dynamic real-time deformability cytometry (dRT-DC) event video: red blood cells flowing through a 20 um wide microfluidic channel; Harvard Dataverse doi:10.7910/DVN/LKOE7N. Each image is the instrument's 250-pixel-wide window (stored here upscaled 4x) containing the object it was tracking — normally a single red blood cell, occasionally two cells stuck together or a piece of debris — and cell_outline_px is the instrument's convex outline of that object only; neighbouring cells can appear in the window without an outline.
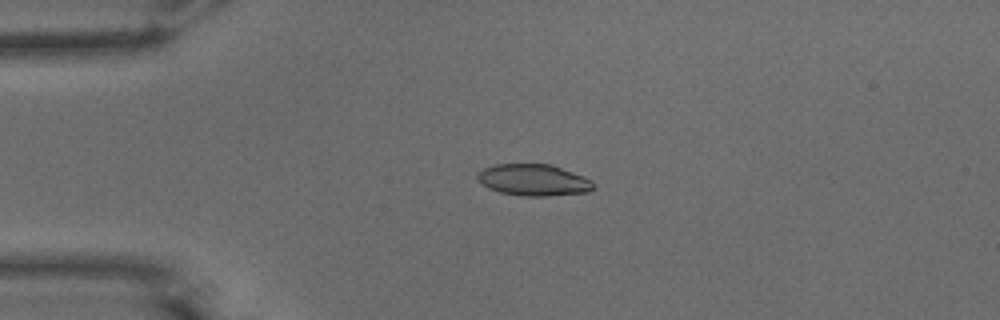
{"species": "common noctule bat (a hibernating species)", "species_latin": "Nyctalus noctula", "temperature_condition": "warm", "stored_images_in_passage": 48, "camera_frame_rate_fps": 3000, "um_per_image_px": 0.085, "animal": {"sex": "male", "body_mass_g": 15.6}, "frame": {"image": 1, "passage_image": 9, "time_ms": 2.667, "image_size_px": [1000, 320], "cell_outline_px": [[592, 188], [588, 192], [548, 196], [524, 196], [500, 192], [488, 188], [476, 176], [484, 168], [496, 164], [552, 164], [592, 180]], "centroid_in_image_um": [45.35, 15.3], "position_along_channel_um": 39.6, "area_um2": 21.04}}
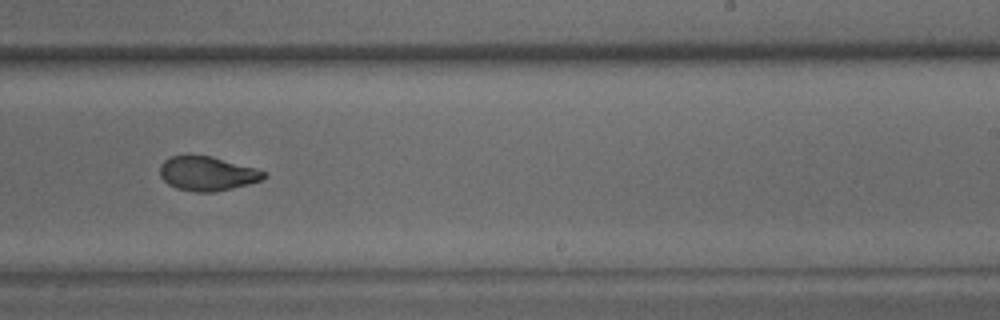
{"frame": {"image": 2, "passage_image": 29, "time_ms": 9.333, "image_size_px": [1000, 320], "cell_outline_px": [[268, 176], [264, 180], [232, 188], [212, 192], [196, 192], [176, 188], [168, 184], [160, 176], [160, 164], [164, 160], [172, 156], [212, 156], [256, 168], [268, 172]], "centroid_in_image_um": [17.66, 14.76], "position_along_channel_um": 271.3, "area_um2": 20.81}}
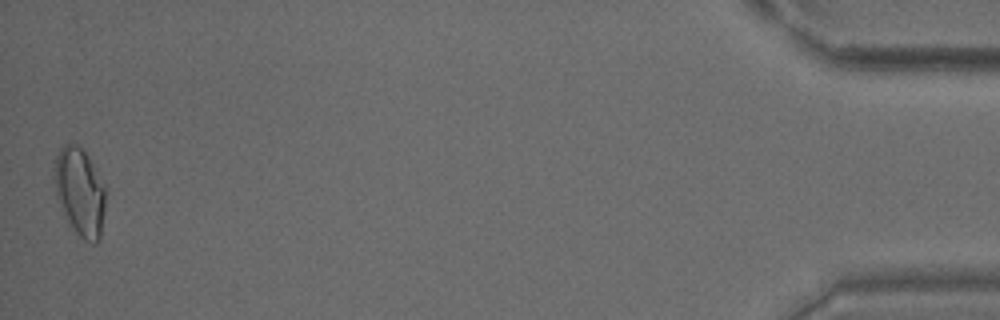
{"frame": {"image": 3, "passage_image": 48, "time_ms": 15.667, "image_size_px": [1000, 320], "cell_outline_px": [[104, 212], [100, 240], [96, 244], [92, 244], [84, 240], [76, 232], [56, 196], [52, 176], [56, 156], [60, 148], [64, 144], [76, 144], [84, 152], [92, 164], [104, 188]], "centroid_in_image_um": [6.76, 16.31], "position_along_channel_um": 428.4, "area_um2": 25.66}, "authors_computed_cell_mechanics": {"area_um2": 21.5016, "velocity_mm_per_s": 3.9105, "shape_relaxation_time_tau1_ms": 8.0439, "shape_relaxation_time_tau2_ms": 1.1152, "deformation_change_tau1": 0.2283, "deformation_change_tau2": 0.0488}}